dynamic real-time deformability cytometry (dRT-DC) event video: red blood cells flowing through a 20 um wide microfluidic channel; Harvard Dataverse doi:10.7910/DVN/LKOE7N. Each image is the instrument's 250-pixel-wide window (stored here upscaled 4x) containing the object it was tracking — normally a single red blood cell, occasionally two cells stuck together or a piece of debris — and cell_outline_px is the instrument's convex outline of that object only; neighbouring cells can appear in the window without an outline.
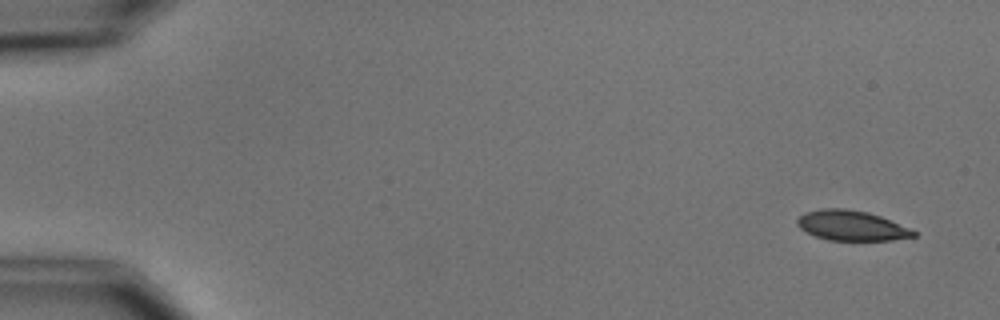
{"species": "common noctule bat (a hibernating species)", "species_latin": "Nyctalus noctula", "temperature_condition": "cold", "stored_images_in_passage": 4, "camera_frame_rate_fps": 3000, "um_per_image_px": 0.085, "animal": {"sex": "male", "body_mass_g": 15.6}, "frame": {"image": 1, "passage_image": 1, "time_ms": 0.0, "image_size_px": [1000, 320], "cell_outline_px": [[916, 236], [892, 240], [828, 240], [816, 236], [800, 228], [796, 224], [796, 220], [804, 212], [824, 208], [844, 208], [868, 212], [880, 216], [908, 228], [916, 232]], "centroid_in_image_um": [72.34, 19.17], "position_along_channel_um": 12.7, "area_um2": 20.17}}
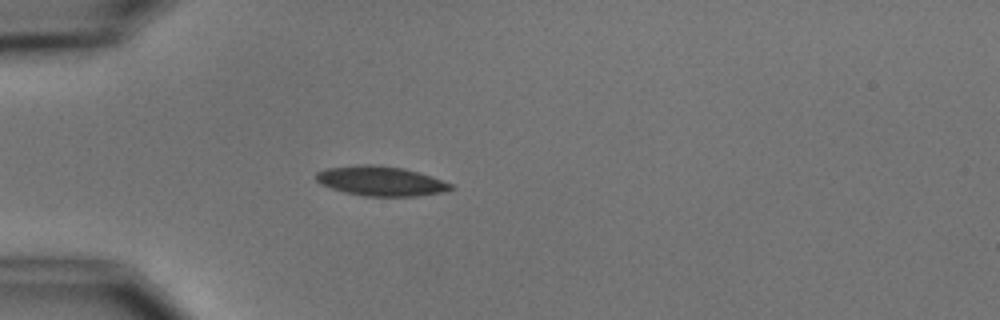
{"frame": {"image": 2, "passage_image": 4, "time_ms": 4.333, "image_size_px": [1000, 320], "cell_outline_px": [[456, 188], [440, 192], [416, 196], [364, 196], [344, 192], [320, 184], [316, 180], [316, 172], [328, 168], [356, 164], [372, 164], [404, 168], [432, 176], [452, 184]], "centroid_in_image_um": [32.36, 15.38], "position_along_channel_um": 52.6, "area_um2": 23.29}}